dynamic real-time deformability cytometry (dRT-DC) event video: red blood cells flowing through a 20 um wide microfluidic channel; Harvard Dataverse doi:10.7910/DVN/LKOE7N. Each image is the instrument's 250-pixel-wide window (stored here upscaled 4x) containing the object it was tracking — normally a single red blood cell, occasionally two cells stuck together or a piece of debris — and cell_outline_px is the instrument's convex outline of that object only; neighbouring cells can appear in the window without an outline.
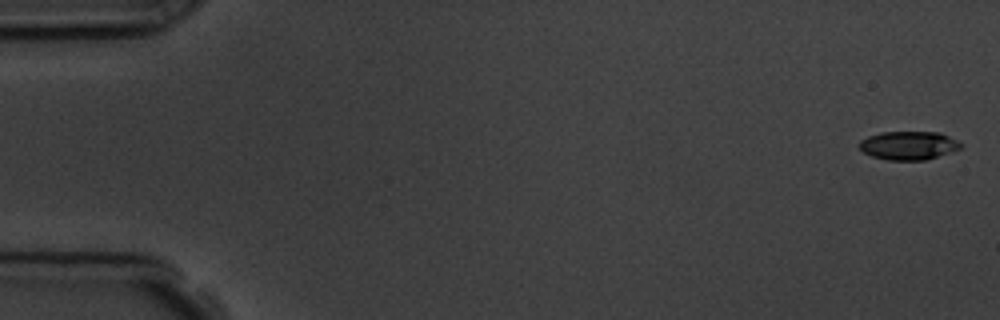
{"species": "common noctule bat (a hibernating species)", "species_latin": "Nyctalus noctula", "temperature_condition": "room temperature", "stored_images_in_passage": 7, "camera_frame_rate_fps": 3000, "um_per_image_px": 0.085, "animal": {"sex": "male", "body_mass_g": 19.5, "forearm_length_mm": 54.6}, "frame": {"image": 1, "passage_image": 1, "time_ms": 0.0, "image_size_px": [1000, 320], "cell_outline_px": [[964, 144], [960, 148], [928, 160], [888, 160], [872, 156], [864, 152], [860, 148], [860, 140], [868, 136], [880, 132], [940, 132]], "centroid_in_image_um": [77.24, 12.36], "position_along_channel_um": 7.8, "area_um2": 16.82}}
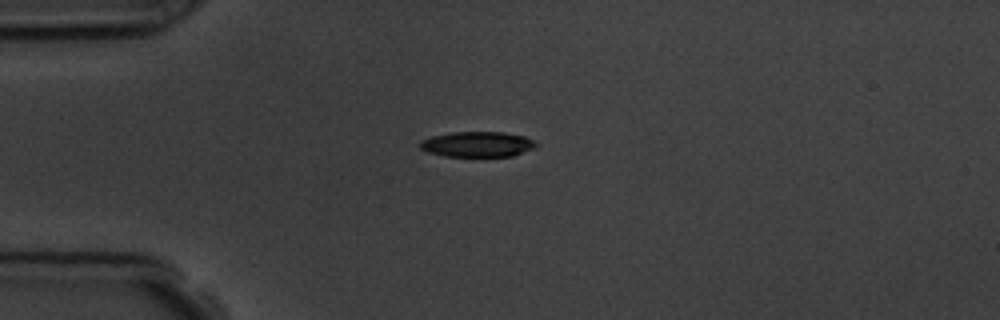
{"frame": {"image": 2, "passage_image": 5, "time_ms": 4.333, "image_size_px": [1000, 320], "cell_outline_px": [[536, 144], [532, 148], [512, 156], [444, 156], [428, 152], [420, 148], [420, 140], [432, 136], [452, 132], [504, 132], [524, 136], [532, 140]], "centroid_in_image_um": [40.53, 12.25], "position_along_channel_um": 44.5, "area_um2": 16.94}}